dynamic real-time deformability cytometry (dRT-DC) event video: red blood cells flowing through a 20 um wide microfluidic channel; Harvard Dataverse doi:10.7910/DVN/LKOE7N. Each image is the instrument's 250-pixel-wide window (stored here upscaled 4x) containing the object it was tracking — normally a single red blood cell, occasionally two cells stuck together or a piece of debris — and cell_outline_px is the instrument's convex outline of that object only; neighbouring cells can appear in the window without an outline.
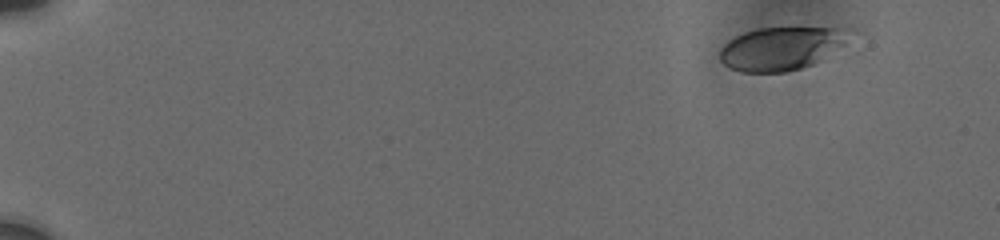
{"species": "human", "species_latin": "Homo sapiens", "temperature_condition": "cold", "stored_images_in_passage": 32, "camera_frame_rate_fps": 3000, "um_per_image_px": 0.085, "donor": {"sex": "male"}, "frame": {"image": 1, "passage_image": 1, "time_ms": 0.0, "image_size_px": [1000, 240], "cell_outline_px": [[848, 28], [844, 44], [824, 60], [788, 72], [740, 72], [728, 68], [720, 60], [720, 48], [728, 40], [744, 32], [760, 28]], "centroid_in_image_um": [66.35, 4.14], "position_along_channel_um": 18.6, "area_um2": 32.48}}
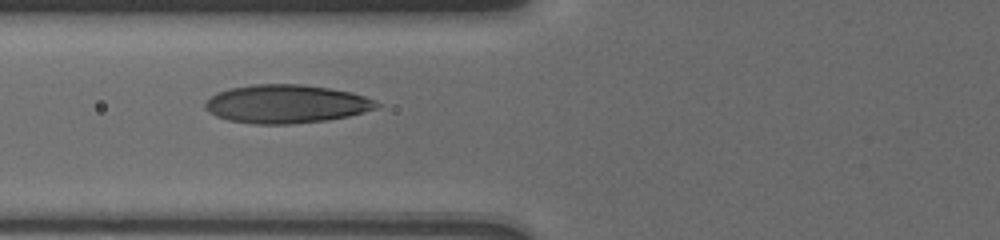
{"frame": {"image": 2, "passage_image": 28, "time_ms": 6.333, "image_size_px": [1000, 240], "cell_outline_px": [[380, 104], [376, 108], [364, 112], [348, 116], [328, 120], [292, 124], [252, 124], [228, 120], [216, 116], [204, 108], [204, 104], [212, 96], [228, 88], [252, 84], [300, 84], [328, 88], [352, 92], [364, 96]], "centroid_in_image_um": [24.31, 8.84], "position_along_channel_um": 101.5, "area_um2": 38.32}}
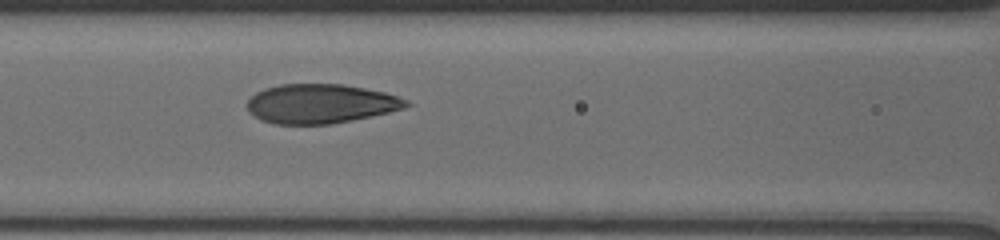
{"frame": {"image": 3, "passage_image": 32, "time_ms": 7.333, "image_size_px": [1000, 240], "cell_outline_px": [[412, 104], [404, 108], [388, 112], [352, 120], [328, 124], [272, 124], [260, 120], [248, 112], [248, 100], [256, 92], [264, 88], [280, 84], [344, 84], [384, 92], [408, 100]], "centroid_in_image_um": [27.22, 8.81], "position_along_channel_um": 139.4, "area_um2": 36.41}}